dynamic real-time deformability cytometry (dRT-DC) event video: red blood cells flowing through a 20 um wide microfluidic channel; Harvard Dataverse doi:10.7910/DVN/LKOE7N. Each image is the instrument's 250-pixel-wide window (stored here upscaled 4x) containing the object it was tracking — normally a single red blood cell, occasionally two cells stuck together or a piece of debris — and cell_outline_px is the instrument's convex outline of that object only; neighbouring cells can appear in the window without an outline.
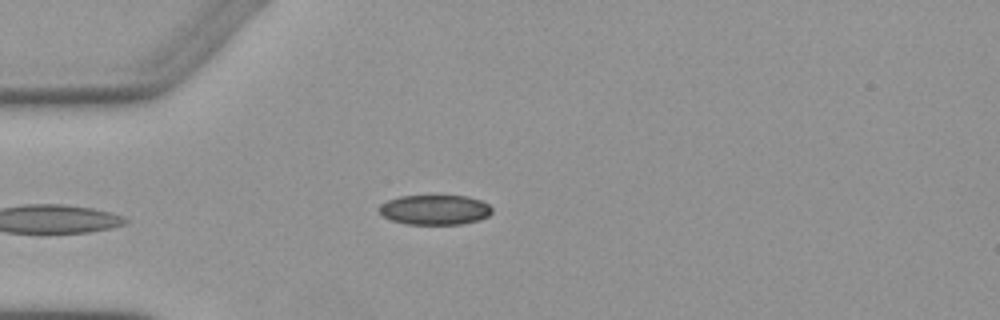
{"species": "Egyptian fruit bat (a non-hibernating species)", "species_latin": "Rousettus aegyptiacus", "temperature_condition": "warm", "stored_images_in_passage": 5, "camera_frame_rate_fps": 3000, "um_per_image_px": 0.085, "animal": {"sex": "female"}, "frame": {"image": 1, "passage_image": 4, "time_ms": 3.667, "image_size_px": [1000, 320], "cell_outline_px": [[492, 212], [488, 216], [480, 220], [460, 224], [408, 224], [392, 220], [384, 216], [380, 212], [380, 204], [388, 200], [400, 196], [468, 196], [480, 200], [488, 204], [492, 208]], "centroid_in_image_um": [36.99, 17.83], "position_along_channel_um": 48.0, "area_um2": 19.54}}